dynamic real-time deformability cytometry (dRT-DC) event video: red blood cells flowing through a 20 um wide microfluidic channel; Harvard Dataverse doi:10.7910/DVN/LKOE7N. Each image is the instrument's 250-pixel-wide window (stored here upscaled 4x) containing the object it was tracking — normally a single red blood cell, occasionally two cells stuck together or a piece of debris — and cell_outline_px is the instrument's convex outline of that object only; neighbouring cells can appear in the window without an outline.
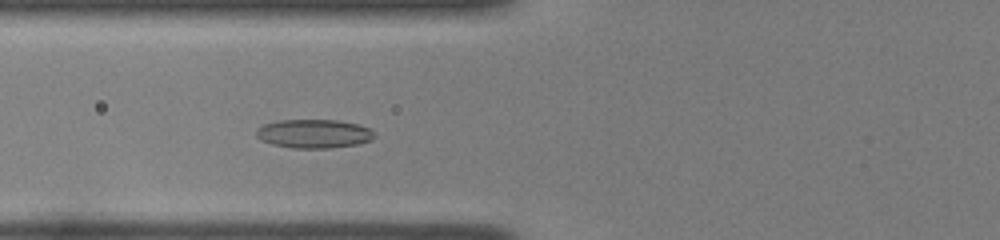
{"species": "common noctule bat (a hibernating species)", "species_latin": "Nyctalus noctula", "temperature_condition": "room temperature", "stored_images_in_passage": 38, "camera_frame_rate_fps": 3000, "um_per_image_px": 0.085, "animal": {"sex": "female", "body_mass_g": 22.0, "forearm_length_mm": 56.7}, "frame": {"image": 1, "passage_image": 8, "time_ms": 2.333, "image_size_px": [1000, 240], "cell_outline_px": [[376, 136], [372, 140], [356, 144], [328, 148], [292, 148], [272, 144], [260, 140], [256, 136], [256, 128], [264, 124], [280, 120], [336, 120], [360, 124], [372, 128]], "centroid_in_image_um": [26.7, 11.36], "position_along_channel_um": 99.1, "area_um2": 20.0}}
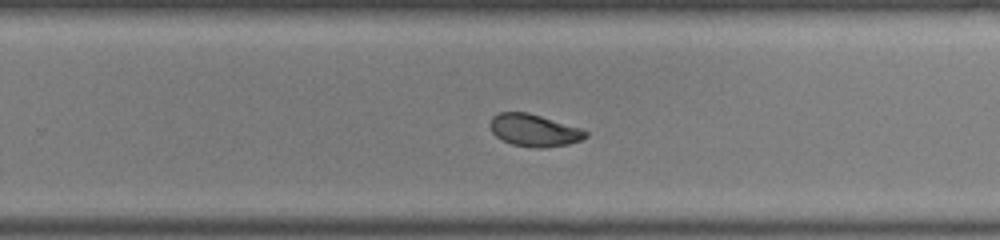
{"frame": {"image": 2, "passage_image": 22, "time_ms": 7.0, "image_size_px": [1000, 240], "cell_outline_px": [[588, 136], [580, 140], [568, 144], [544, 148], [536, 148], [512, 144], [496, 136], [492, 132], [488, 124], [492, 116], [500, 112], [528, 112], [580, 128], [588, 132]], "centroid_in_image_um": [45.38, 11.07], "position_along_channel_um": 284.4, "area_um2": 17.92}}
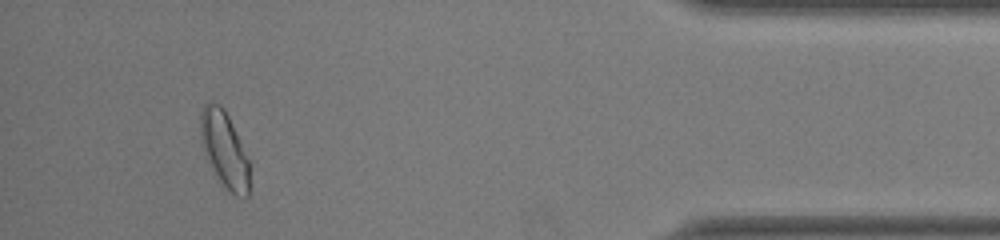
{"frame": {"image": 3, "passage_image": 35, "time_ms": 11.333, "image_size_px": [1000, 240], "cell_outline_px": [[252, 164], [248, 196], [244, 200], [228, 192], [212, 168], [200, 140], [200, 112], [204, 104], [208, 100], [212, 100], [220, 104], [224, 108]], "centroid_in_image_um": [19.12, 12.72], "position_along_channel_um": 416.1, "area_um2": 22.31}, "authors_computed_cell_mechanics": {"area_um2": 18.5827, "velocity_mm_per_s": 3.9747, "shape_relaxation_time_tau1_ms": 3.0475, "shape_relaxation_time_tau2_ms": 2.0361, "deformation_change_tau1": 0.1029, "deformation_change_tau2": 0.0728}}